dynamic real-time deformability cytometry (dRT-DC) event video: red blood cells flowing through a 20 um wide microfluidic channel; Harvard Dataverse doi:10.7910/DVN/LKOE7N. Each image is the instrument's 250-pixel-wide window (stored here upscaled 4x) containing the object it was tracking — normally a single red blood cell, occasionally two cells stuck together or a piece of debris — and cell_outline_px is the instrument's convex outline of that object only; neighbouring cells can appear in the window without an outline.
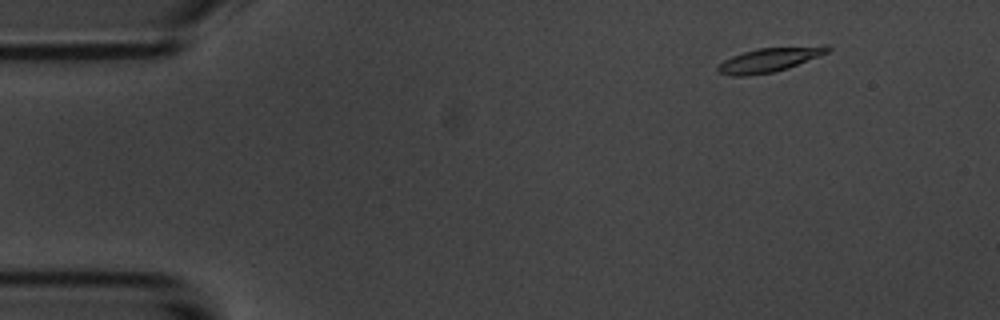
{"species": "common noctule bat (a hibernating species)", "species_latin": "Nyctalus noctula", "temperature_condition": "room temperature", "stored_images_in_passage": 4, "camera_frame_rate_fps": 3000, "um_per_image_px": 0.085, "animal": {"sex": "male", "body_mass_g": 20.1, "forearm_length_mm": 53.5}, "frame": {"image": 1, "passage_image": 2, "time_ms": 1.0, "image_size_px": [1000, 320], "cell_outline_px": [[832, 48], [828, 52], [788, 68], [772, 72], [748, 76], [732, 76], [716, 72], [716, 68], [724, 60], [732, 56], [756, 48], [824, 44], [828, 44]], "centroid_in_image_um": [65.43, 5.06], "position_along_channel_um": 19.6, "area_um2": 15.78}}